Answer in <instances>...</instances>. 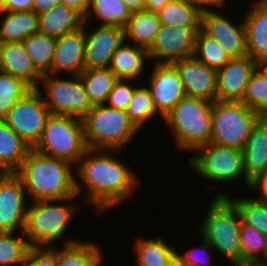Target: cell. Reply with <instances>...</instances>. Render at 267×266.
Returning <instances> with one entry per match:
<instances>
[{
  "instance_id": "cell-30",
  "label": "cell",
  "mask_w": 267,
  "mask_h": 266,
  "mask_svg": "<svg viewBox=\"0 0 267 266\" xmlns=\"http://www.w3.org/2000/svg\"><path fill=\"white\" fill-rule=\"evenodd\" d=\"M157 14L161 25L201 26L202 10L186 0H171Z\"/></svg>"
},
{
  "instance_id": "cell-35",
  "label": "cell",
  "mask_w": 267,
  "mask_h": 266,
  "mask_svg": "<svg viewBox=\"0 0 267 266\" xmlns=\"http://www.w3.org/2000/svg\"><path fill=\"white\" fill-rule=\"evenodd\" d=\"M174 246L165 244L162 238L157 240H138V266H166L168 259L176 251Z\"/></svg>"
},
{
  "instance_id": "cell-47",
  "label": "cell",
  "mask_w": 267,
  "mask_h": 266,
  "mask_svg": "<svg viewBox=\"0 0 267 266\" xmlns=\"http://www.w3.org/2000/svg\"><path fill=\"white\" fill-rule=\"evenodd\" d=\"M131 13L146 11L145 0H122Z\"/></svg>"
},
{
  "instance_id": "cell-41",
  "label": "cell",
  "mask_w": 267,
  "mask_h": 266,
  "mask_svg": "<svg viewBox=\"0 0 267 266\" xmlns=\"http://www.w3.org/2000/svg\"><path fill=\"white\" fill-rule=\"evenodd\" d=\"M124 79H118L106 101H110L108 107L125 111L136 88L124 83Z\"/></svg>"
},
{
  "instance_id": "cell-14",
  "label": "cell",
  "mask_w": 267,
  "mask_h": 266,
  "mask_svg": "<svg viewBox=\"0 0 267 266\" xmlns=\"http://www.w3.org/2000/svg\"><path fill=\"white\" fill-rule=\"evenodd\" d=\"M178 71L186 97L217 100V71L197 60L194 56L171 63Z\"/></svg>"
},
{
  "instance_id": "cell-49",
  "label": "cell",
  "mask_w": 267,
  "mask_h": 266,
  "mask_svg": "<svg viewBox=\"0 0 267 266\" xmlns=\"http://www.w3.org/2000/svg\"><path fill=\"white\" fill-rule=\"evenodd\" d=\"M193 250H188L184 255H179L188 266H197L200 260Z\"/></svg>"
},
{
  "instance_id": "cell-4",
  "label": "cell",
  "mask_w": 267,
  "mask_h": 266,
  "mask_svg": "<svg viewBox=\"0 0 267 266\" xmlns=\"http://www.w3.org/2000/svg\"><path fill=\"white\" fill-rule=\"evenodd\" d=\"M213 102L184 97L163 118L175 131L178 145L198 149L211 141Z\"/></svg>"
},
{
  "instance_id": "cell-9",
  "label": "cell",
  "mask_w": 267,
  "mask_h": 266,
  "mask_svg": "<svg viewBox=\"0 0 267 266\" xmlns=\"http://www.w3.org/2000/svg\"><path fill=\"white\" fill-rule=\"evenodd\" d=\"M39 89L29 90L3 118V121L32 149L40 140L46 122L51 116Z\"/></svg>"
},
{
  "instance_id": "cell-53",
  "label": "cell",
  "mask_w": 267,
  "mask_h": 266,
  "mask_svg": "<svg viewBox=\"0 0 267 266\" xmlns=\"http://www.w3.org/2000/svg\"><path fill=\"white\" fill-rule=\"evenodd\" d=\"M186 1L198 5L199 8H200L202 11H204V10L207 9V8H205L204 6H202V5H204V0H186Z\"/></svg>"
},
{
  "instance_id": "cell-19",
  "label": "cell",
  "mask_w": 267,
  "mask_h": 266,
  "mask_svg": "<svg viewBox=\"0 0 267 266\" xmlns=\"http://www.w3.org/2000/svg\"><path fill=\"white\" fill-rule=\"evenodd\" d=\"M85 28L77 29L57 38L51 72L70 71L79 76L84 70Z\"/></svg>"
},
{
  "instance_id": "cell-3",
  "label": "cell",
  "mask_w": 267,
  "mask_h": 266,
  "mask_svg": "<svg viewBox=\"0 0 267 266\" xmlns=\"http://www.w3.org/2000/svg\"><path fill=\"white\" fill-rule=\"evenodd\" d=\"M209 212L202 225L203 250L216 249L232 263L241 262V216L227 195H218L213 199Z\"/></svg>"
},
{
  "instance_id": "cell-24",
  "label": "cell",
  "mask_w": 267,
  "mask_h": 266,
  "mask_svg": "<svg viewBox=\"0 0 267 266\" xmlns=\"http://www.w3.org/2000/svg\"><path fill=\"white\" fill-rule=\"evenodd\" d=\"M31 149L0 119V173H15Z\"/></svg>"
},
{
  "instance_id": "cell-40",
  "label": "cell",
  "mask_w": 267,
  "mask_h": 266,
  "mask_svg": "<svg viewBox=\"0 0 267 266\" xmlns=\"http://www.w3.org/2000/svg\"><path fill=\"white\" fill-rule=\"evenodd\" d=\"M241 262H261L258 252L264 255L267 237L241 220Z\"/></svg>"
},
{
  "instance_id": "cell-37",
  "label": "cell",
  "mask_w": 267,
  "mask_h": 266,
  "mask_svg": "<svg viewBox=\"0 0 267 266\" xmlns=\"http://www.w3.org/2000/svg\"><path fill=\"white\" fill-rule=\"evenodd\" d=\"M125 111L137 129L154 116L157 110L149 89L136 88Z\"/></svg>"
},
{
  "instance_id": "cell-8",
  "label": "cell",
  "mask_w": 267,
  "mask_h": 266,
  "mask_svg": "<svg viewBox=\"0 0 267 266\" xmlns=\"http://www.w3.org/2000/svg\"><path fill=\"white\" fill-rule=\"evenodd\" d=\"M53 200L36 201L28 208L24 235L31 248L49 245L62 235L69 224L74 208L65 205H49ZM30 239V240H29ZM41 244V245H40Z\"/></svg>"
},
{
  "instance_id": "cell-5",
  "label": "cell",
  "mask_w": 267,
  "mask_h": 266,
  "mask_svg": "<svg viewBox=\"0 0 267 266\" xmlns=\"http://www.w3.org/2000/svg\"><path fill=\"white\" fill-rule=\"evenodd\" d=\"M33 149L70 163L81 161L94 151L86 145L82 119L53 114L48 118L42 136Z\"/></svg>"
},
{
  "instance_id": "cell-45",
  "label": "cell",
  "mask_w": 267,
  "mask_h": 266,
  "mask_svg": "<svg viewBox=\"0 0 267 266\" xmlns=\"http://www.w3.org/2000/svg\"><path fill=\"white\" fill-rule=\"evenodd\" d=\"M58 4H62V0H34L32 11L37 15L49 11Z\"/></svg>"
},
{
  "instance_id": "cell-1",
  "label": "cell",
  "mask_w": 267,
  "mask_h": 266,
  "mask_svg": "<svg viewBox=\"0 0 267 266\" xmlns=\"http://www.w3.org/2000/svg\"><path fill=\"white\" fill-rule=\"evenodd\" d=\"M70 162L38 153L31 149L15 172L27 194L34 201L74 199L80 188L70 170Z\"/></svg>"
},
{
  "instance_id": "cell-54",
  "label": "cell",
  "mask_w": 267,
  "mask_h": 266,
  "mask_svg": "<svg viewBox=\"0 0 267 266\" xmlns=\"http://www.w3.org/2000/svg\"><path fill=\"white\" fill-rule=\"evenodd\" d=\"M264 256H265V258L267 260V244H266V249H265V252H264Z\"/></svg>"
},
{
  "instance_id": "cell-39",
  "label": "cell",
  "mask_w": 267,
  "mask_h": 266,
  "mask_svg": "<svg viewBox=\"0 0 267 266\" xmlns=\"http://www.w3.org/2000/svg\"><path fill=\"white\" fill-rule=\"evenodd\" d=\"M242 221L267 237V204L256 199L231 200Z\"/></svg>"
},
{
  "instance_id": "cell-33",
  "label": "cell",
  "mask_w": 267,
  "mask_h": 266,
  "mask_svg": "<svg viewBox=\"0 0 267 266\" xmlns=\"http://www.w3.org/2000/svg\"><path fill=\"white\" fill-rule=\"evenodd\" d=\"M193 56L207 67L216 71L221 69L231 59L225 49L201 29L195 37Z\"/></svg>"
},
{
  "instance_id": "cell-46",
  "label": "cell",
  "mask_w": 267,
  "mask_h": 266,
  "mask_svg": "<svg viewBox=\"0 0 267 266\" xmlns=\"http://www.w3.org/2000/svg\"><path fill=\"white\" fill-rule=\"evenodd\" d=\"M62 3L76 9L84 16L88 8L89 0H62Z\"/></svg>"
},
{
  "instance_id": "cell-20",
  "label": "cell",
  "mask_w": 267,
  "mask_h": 266,
  "mask_svg": "<svg viewBox=\"0 0 267 266\" xmlns=\"http://www.w3.org/2000/svg\"><path fill=\"white\" fill-rule=\"evenodd\" d=\"M0 71L21 79L37 89L42 75L34 67L23 42L0 43Z\"/></svg>"
},
{
  "instance_id": "cell-52",
  "label": "cell",
  "mask_w": 267,
  "mask_h": 266,
  "mask_svg": "<svg viewBox=\"0 0 267 266\" xmlns=\"http://www.w3.org/2000/svg\"><path fill=\"white\" fill-rule=\"evenodd\" d=\"M225 0H204V5L213 4L215 6H222Z\"/></svg>"
},
{
  "instance_id": "cell-18",
  "label": "cell",
  "mask_w": 267,
  "mask_h": 266,
  "mask_svg": "<svg viewBox=\"0 0 267 266\" xmlns=\"http://www.w3.org/2000/svg\"><path fill=\"white\" fill-rule=\"evenodd\" d=\"M259 66L249 56L231 58L217 71V100L240 102L251 74Z\"/></svg>"
},
{
  "instance_id": "cell-29",
  "label": "cell",
  "mask_w": 267,
  "mask_h": 266,
  "mask_svg": "<svg viewBox=\"0 0 267 266\" xmlns=\"http://www.w3.org/2000/svg\"><path fill=\"white\" fill-rule=\"evenodd\" d=\"M57 38L40 32L31 34L23 41L28 56L41 74H51V65L55 52Z\"/></svg>"
},
{
  "instance_id": "cell-2",
  "label": "cell",
  "mask_w": 267,
  "mask_h": 266,
  "mask_svg": "<svg viewBox=\"0 0 267 266\" xmlns=\"http://www.w3.org/2000/svg\"><path fill=\"white\" fill-rule=\"evenodd\" d=\"M77 172L87 187V200L100 211L129 196L136 183L132 172L104 151L82 160Z\"/></svg>"
},
{
  "instance_id": "cell-28",
  "label": "cell",
  "mask_w": 267,
  "mask_h": 266,
  "mask_svg": "<svg viewBox=\"0 0 267 266\" xmlns=\"http://www.w3.org/2000/svg\"><path fill=\"white\" fill-rule=\"evenodd\" d=\"M79 76L93 106L106 102L115 82L118 80L109 67L83 70Z\"/></svg>"
},
{
  "instance_id": "cell-11",
  "label": "cell",
  "mask_w": 267,
  "mask_h": 266,
  "mask_svg": "<svg viewBox=\"0 0 267 266\" xmlns=\"http://www.w3.org/2000/svg\"><path fill=\"white\" fill-rule=\"evenodd\" d=\"M75 79L62 80L42 75L43 83L48 97L43 98L44 103L53 115H66L83 119L93 108V104L86 94L80 76ZM47 98L48 101H47Z\"/></svg>"
},
{
  "instance_id": "cell-12",
  "label": "cell",
  "mask_w": 267,
  "mask_h": 266,
  "mask_svg": "<svg viewBox=\"0 0 267 266\" xmlns=\"http://www.w3.org/2000/svg\"><path fill=\"white\" fill-rule=\"evenodd\" d=\"M201 26L161 25L151 46L148 58H160L156 63H172L178 59L191 57L195 49V37Z\"/></svg>"
},
{
  "instance_id": "cell-43",
  "label": "cell",
  "mask_w": 267,
  "mask_h": 266,
  "mask_svg": "<svg viewBox=\"0 0 267 266\" xmlns=\"http://www.w3.org/2000/svg\"><path fill=\"white\" fill-rule=\"evenodd\" d=\"M34 0H0V12L32 11Z\"/></svg>"
},
{
  "instance_id": "cell-48",
  "label": "cell",
  "mask_w": 267,
  "mask_h": 266,
  "mask_svg": "<svg viewBox=\"0 0 267 266\" xmlns=\"http://www.w3.org/2000/svg\"><path fill=\"white\" fill-rule=\"evenodd\" d=\"M171 0H145L146 11L158 13Z\"/></svg>"
},
{
  "instance_id": "cell-27",
  "label": "cell",
  "mask_w": 267,
  "mask_h": 266,
  "mask_svg": "<svg viewBox=\"0 0 267 266\" xmlns=\"http://www.w3.org/2000/svg\"><path fill=\"white\" fill-rule=\"evenodd\" d=\"M161 27L158 14L142 11L131 13L127 25L124 27L125 40L132 38L138 46L148 49Z\"/></svg>"
},
{
  "instance_id": "cell-7",
  "label": "cell",
  "mask_w": 267,
  "mask_h": 266,
  "mask_svg": "<svg viewBox=\"0 0 267 266\" xmlns=\"http://www.w3.org/2000/svg\"><path fill=\"white\" fill-rule=\"evenodd\" d=\"M262 115L243 102L214 101L211 141L243 150L250 132Z\"/></svg>"
},
{
  "instance_id": "cell-25",
  "label": "cell",
  "mask_w": 267,
  "mask_h": 266,
  "mask_svg": "<svg viewBox=\"0 0 267 266\" xmlns=\"http://www.w3.org/2000/svg\"><path fill=\"white\" fill-rule=\"evenodd\" d=\"M7 13L0 25V43L23 42L39 32L38 15L33 11Z\"/></svg>"
},
{
  "instance_id": "cell-36",
  "label": "cell",
  "mask_w": 267,
  "mask_h": 266,
  "mask_svg": "<svg viewBox=\"0 0 267 266\" xmlns=\"http://www.w3.org/2000/svg\"><path fill=\"white\" fill-rule=\"evenodd\" d=\"M31 88L21 79L0 71V119L7 115L8 111Z\"/></svg>"
},
{
  "instance_id": "cell-13",
  "label": "cell",
  "mask_w": 267,
  "mask_h": 266,
  "mask_svg": "<svg viewBox=\"0 0 267 266\" xmlns=\"http://www.w3.org/2000/svg\"><path fill=\"white\" fill-rule=\"evenodd\" d=\"M24 192L16 173H0V232H13L17 227L24 230L28 210Z\"/></svg>"
},
{
  "instance_id": "cell-51",
  "label": "cell",
  "mask_w": 267,
  "mask_h": 266,
  "mask_svg": "<svg viewBox=\"0 0 267 266\" xmlns=\"http://www.w3.org/2000/svg\"><path fill=\"white\" fill-rule=\"evenodd\" d=\"M235 266H267V263L263 262H240L235 263Z\"/></svg>"
},
{
  "instance_id": "cell-23",
  "label": "cell",
  "mask_w": 267,
  "mask_h": 266,
  "mask_svg": "<svg viewBox=\"0 0 267 266\" xmlns=\"http://www.w3.org/2000/svg\"><path fill=\"white\" fill-rule=\"evenodd\" d=\"M39 32L59 38L83 27L84 16L76 9L58 4L49 11L38 15Z\"/></svg>"
},
{
  "instance_id": "cell-16",
  "label": "cell",
  "mask_w": 267,
  "mask_h": 266,
  "mask_svg": "<svg viewBox=\"0 0 267 266\" xmlns=\"http://www.w3.org/2000/svg\"><path fill=\"white\" fill-rule=\"evenodd\" d=\"M124 28L100 25L85 34L84 70L109 67L112 55L124 42Z\"/></svg>"
},
{
  "instance_id": "cell-22",
  "label": "cell",
  "mask_w": 267,
  "mask_h": 266,
  "mask_svg": "<svg viewBox=\"0 0 267 266\" xmlns=\"http://www.w3.org/2000/svg\"><path fill=\"white\" fill-rule=\"evenodd\" d=\"M246 182L267 171V116H262L253 126L243 149Z\"/></svg>"
},
{
  "instance_id": "cell-17",
  "label": "cell",
  "mask_w": 267,
  "mask_h": 266,
  "mask_svg": "<svg viewBox=\"0 0 267 266\" xmlns=\"http://www.w3.org/2000/svg\"><path fill=\"white\" fill-rule=\"evenodd\" d=\"M149 91L156 110L163 117L186 97L180 75L171 63H155Z\"/></svg>"
},
{
  "instance_id": "cell-31",
  "label": "cell",
  "mask_w": 267,
  "mask_h": 266,
  "mask_svg": "<svg viewBox=\"0 0 267 266\" xmlns=\"http://www.w3.org/2000/svg\"><path fill=\"white\" fill-rule=\"evenodd\" d=\"M96 17L102 19L101 25L125 27L131 16V12L122 0H89L87 11L84 15V23L93 12Z\"/></svg>"
},
{
  "instance_id": "cell-26",
  "label": "cell",
  "mask_w": 267,
  "mask_h": 266,
  "mask_svg": "<svg viewBox=\"0 0 267 266\" xmlns=\"http://www.w3.org/2000/svg\"><path fill=\"white\" fill-rule=\"evenodd\" d=\"M144 57L148 58L146 48L136 45L130 47L123 46V43L117 48L112 55L109 69L117 76L118 79H132L142 74Z\"/></svg>"
},
{
  "instance_id": "cell-6",
  "label": "cell",
  "mask_w": 267,
  "mask_h": 266,
  "mask_svg": "<svg viewBox=\"0 0 267 266\" xmlns=\"http://www.w3.org/2000/svg\"><path fill=\"white\" fill-rule=\"evenodd\" d=\"M82 122L86 145L96 151L123 148L138 130L126 111L105 104L94 105Z\"/></svg>"
},
{
  "instance_id": "cell-38",
  "label": "cell",
  "mask_w": 267,
  "mask_h": 266,
  "mask_svg": "<svg viewBox=\"0 0 267 266\" xmlns=\"http://www.w3.org/2000/svg\"><path fill=\"white\" fill-rule=\"evenodd\" d=\"M13 232H0V265H15L25 262L30 250L28 241L23 237H12Z\"/></svg>"
},
{
  "instance_id": "cell-32",
  "label": "cell",
  "mask_w": 267,
  "mask_h": 266,
  "mask_svg": "<svg viewBox=\"0 0 267 266\" xmlns=\"http://www.w3.org/2000/svg\"><path fill=\"white\" fill-rule=\"evenodd\" d=\"M100 250L93 243L69 241L58 251L59 266H96L101 262Z\"/></svg>"
},
{
  "instance_id": "cell-44",
  "label": "cell",
  "mask_w": 267,
  "mask_h": 266,
  "mask_svg": "<svg viewBox=\"0 0 267 266\" xmlns=\"http://www.w3.org/2000/svg\"><path fill=\"white\" fill-rule=\"evenodd\" d=\"M260 188L261 198L257 199L260 202L267 204V171L255 177L252 181H250L249 188Z\"/></svg>"
},
{
  "instance_id": "cell-21",
  "label": "cell",
  "mask_w": 267,
  "mask_h": 266,
  "mask_svg": "<svg viewBox=\"0 0 267 266\" xmlns=\"http://www.w3.org/2000/svg\"><path fill=\"white\" fill-rule=\"evenodd\" d=\"M247 56L259 65L267 63V0H261L244 21Z\"/></svg>"
},
{
  "instance_id": "cell-15",
  "label": "cell",
  "mask_w": 267,
  "mask_h": 266,
  "mask_svg": "<svg viewBox=\"0 0 267 266\" xmlns=\"http://www.w3.org/2000/svg\"><path fill=\"white\" fill-rule=\"evenodd\" d=\"M201 30L215 39L231 58L247 56L244 22L237 27L222 15L206 9L201 14Z\"/></svg>"
},
{
  "instance_id": "cell-42",
  "label": "cell",
  "mask_w": 267,
  "mask_h": 266,
  "mask_svg": "<svg viewBox=\"0 0 267 266\" xmlns=\"http://www.w3.org/2000/svg\"><path fill=\"white\" fill-rule=\"evenodd\" d=\"M23 266H59L57 249L30 248Z\"/></svg>"
},
{
  "instance_id": "cell-34",
  "label": "cell",
  "mask_w": 267,
  "mask_h": 266,
  "mask_svg": "<svg viewBox=\"0 0 267 266\" xmlns=\"http://www.w3.org/2000/svg\"><path fill=\"white\" fill-rule=\"evenodd\" d=\"M240 102L262 116H267V67L265 65H260L251 74Z\"/></svg>"
},
{
  "instance_id": "cell-50",
  "label": "cell",
  "mask_w": 267,
  "mask_h": 266,
  "mask_svg": "<svg viewBox=\"0 0 267 266\" xmlns=\"http://www.w3.org/2000/svg\"><path fill=\"white\" fill-rule=\"evenodd\" d=\"M166 266H188L179 254L175 251L168 259Z\"/></svg>"
},
{
  "instance_id": "cell-10",
  "label": "cell",
  "mask_w": 267,
  "mask_h": 266,
  "mask_svg": "<svg viewBox=\"0 0 267 266\" xmlns=\"http://www.w3.org/2000/svg\"><path fill=\"white\" fill-rule=\"evenodd\" d=\"M197 150L200 155L192 157L189 164L203 177L219 182L239 179L242 174L246 178L243 150L212 142Z\"/></svg>"
}]
</instances>
